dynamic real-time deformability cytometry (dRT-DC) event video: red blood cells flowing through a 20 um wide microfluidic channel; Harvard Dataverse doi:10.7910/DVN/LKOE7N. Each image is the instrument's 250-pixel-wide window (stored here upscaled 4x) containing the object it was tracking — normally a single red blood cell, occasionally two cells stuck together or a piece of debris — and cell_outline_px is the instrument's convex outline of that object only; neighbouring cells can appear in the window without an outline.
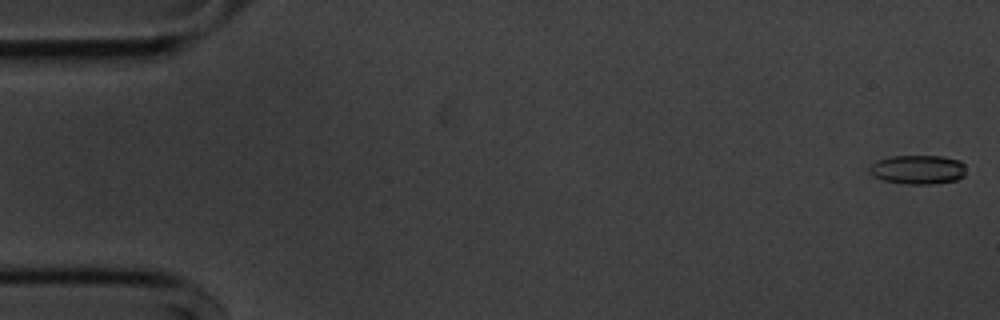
{"species": "common noctule bat (a hibernating species)", "species_latin": "Nyctalus noctula", "temperature_condition": "cold", "stored_images_in_passage": 55, "camera_frame_rate_fps": 3000, "um_per_image_px": 0.085, "animal": {"sex": "male", "body_mass_g": 20.1, "forearm_length_mm": 53.5}, "frame": {"image": 1, "passage_image": 1, "time_ms": 0.0, "image_size_px": [1000, 320], "cell_outline_px": [[964, 176], [956, 180], [936, 184], [904, 184], [884, 180], [872, 176], [868, 172], [868, 168], [876, 160], [892, 156], [944, 156], [960, 160], [964, 164]], "centroid_in_image_um": [78.0, 14.41], "position_along_channel_um": 7.0, "area_um2": 16.59}}
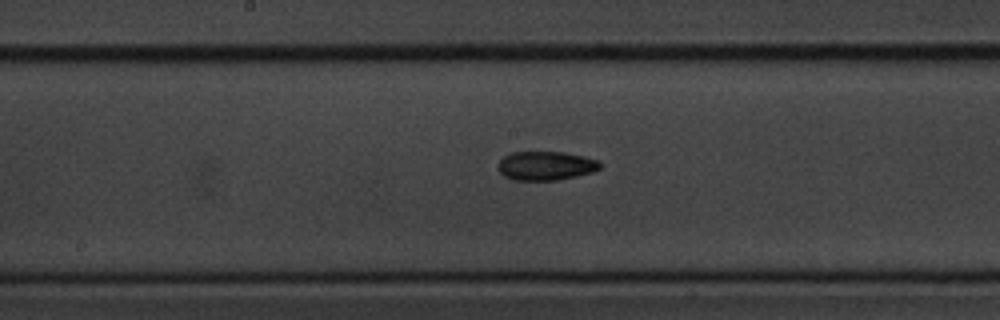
{"frame": {"image": 2, "passage_image": 28, "time_ms": 9.0, "image_size_px": [1000, 320], "cell_outline_px": [[600, 168], [592, 172], [576, 176], [556, 180], [512, 180], [504, 176], [496, 168], [500, 160], [504, 156], [512, 152], [564, 152], [584, 156], [600, 160]], "centroid_in_image_um": [46.37, 14.09], "position_along_channel_um": 201.8, "area_um2": 17.28}}
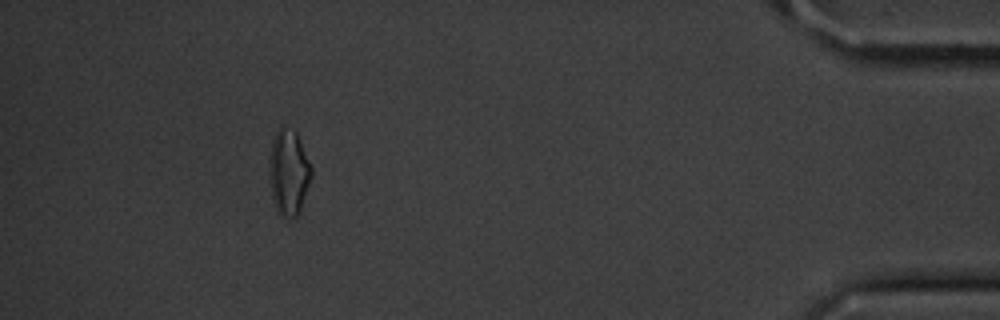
{"frame": {"image": 3, "passage_image": 50, "time_ms": 16.333, "image_size_px": [1000, 320], "cell_outline_px": [[312, 176], [300, 212], [296, 216], [280, 216], [276, 208], [272, 196], [268, 176], [268, 160], [272, 140], [280, 124], [296, 132], [312, 168]], "centroid_in_image_um": [24.51, 14.63], "position_along_channel_um": 410.7, "area_um2": 21.21}, "authors_computed_cell_mechanics": {"area_um2": 16.8776, "velocity_mm_per_s": 3.657, "shape_relaxation_time_tau1_ms": 6.1921, "shape_relaxation_time_tau2_ms": 4.6015, "deformation_change_tau1": 0.1415, "deformation_change_tau2": 0.1226}}